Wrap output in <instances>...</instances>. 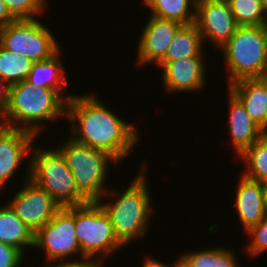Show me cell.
<instances>
[{
    "label": "cell",
    "instance_id": "obj_1",
    "mask_svg": "<svg viewBox=\"0 0 267 267\" xmlns=\"http://www.w3.org/2000/svg\"><path fill=\"white\" fill-rule=\"evenodd\" d=\"M74 95L67 101L66 119L74 141L109 153L120 164L139 143L135 124L127 123L98 99L95 93Z\"/></svg>",
    "mask_w": 267,
    "mask_h": 267
},
{
    "label": "cell",
    "instance_id": "obj_2",
    "mask_svg": "<svg viewBox=\"0 0 267 267\" xmlns=\"http://www.w3.org/2000/svg\"><path fill=\"white\" fill-rule=\"evenodd\" d=\"M146 165H142L136 177L131 179L129 186L122 189L123 192H118L117 189L114 192L110 188L98 201L110 217L116 237L124 246L145 236L151 221L150 217L153 215L154 207L148 190L149 177H146L148 175ZM106 197L111 199L108 198L107 202Z\"/></svg>",
    "mask_w": 267,
    "mask_h": 267
},
{
    "label": "cell",
    "instance_id": "obj_3",
    "mask_svg": "<svg viewBox=\"0 0 267 267\" xmlns=\"http://www.w3.org/2000/svg\"><path fill=\"white\" fill-rule=\"evenodd\" d=\"M67 101L50 88L36 87L27 80L10 86L2 126L27 130L36 136L44 121L66 118Z\"/></svg>",
    "mask_w": 267,
    "mask_h": 267
},
{
    "label": "cell",
    "instance_id": "obj_4",
    "mask_svg": "<svg viewBox=\"0 0 267 267\" xmlns=\"http://www.w3.org/2000/svg\"><path fill=\"white\" fill-rule=\"evenodd\" d=\"M221 51L228 86L242 79L263 78L267 73L266 25L239 26Z\"/></svg>",
    "mask_w": 267,
    "mask_h": 267
},
{
    "label": "cell",
    "instance_id": "obj_5",
    "mask_svg": "<svg viewBox=\"0 0 267 267\" xmlns=\"http://www.w3.org/2000/svg\"><path fill=\"white\" fill-rule=\"evenodd\" d=\"M32 146L30 179L43 188L61 208L80 206L90 201L79 191L62 154L54 147Z\"/></svg>",
    "mask_w": 267,
    "mask_h": 267
},
{
    "label": "cell",
    "instance_id": "obj_6",
    "mask_svg": "<svg viewBox=\"0 0 267 267\" xmlns=\"http://www.w3.org/2000/svg\"><path fill=\"white\" fill-rule=\"evenodd\" d=\"M65 139L56 149L71 170L76 186L89 201H99L109 189L105 183L110 163L119 162L105 151L80 144L69 136Z\"/></svg>",
    "mask_w": 267,
    "mask_h": 267
},
{
    "label": "cell",
    "instance_id": "obj_7",
    "mask_svg": "<svg viewBox=\"0 0 267 267\" xmlns=\"http://www.w3.org/2000/svg\"><path fill=\"white\" fill-rule=\"evenodd\" d=\"M75 225L76 238L86 258L104 264V259L124 247L114 233L110 217L98 201L75 206Z\"/></svg>",
    "mask_w": 267,
    "mask_h": 267
},
{
    "label": "cell",
    "instance_id": "obj_8",
    "mask_svg": "<svg viewBox=\"0 0 267 267\" xmlns=\"http://www.w3.org/2000/svg\"><path fill=\"white\" fill-rule=\"evenodd\" d=\"M53 33L37 18L15 20L1 29L0 44L33 62L44 61L61 49Z\"/></svg>",
    "mask_w": 267,
    "mask_h": 267
},
{
    "label": "cell",
    "instance_id": "obj_9",
    "mask_svg": "<svg viewBox=\"0 0 267 267\" xmlns=\"http://www.w3.org/2000/svg\"><path fill=\"white\" fill-rule=\"evenodd\" d=\"M34 248L45 252L47 263L68 261L78 254L86 258L76 238L75 206L61 208L34 234Z\"/></svg>",
    "mask_w": 267,
    "mask_h": 267
},
{
    "label": "cell",
    "instance_id": "obj_10",
    "mask_svg": "<svg viewBox=\"0 0 267 267\" xmlns=\"http://www.w3.org/2000/svg\"><path fill=\"white\" fill-rule=\"evenodd\" d=\"M21 189L7 201L9 207L35 234L61 209V206L43 188L30 179V167Z\"/></svg>",
    "mask_w": 267,
    "mask_h": 267
},
{
    "label": "cell",
    "instance_id": "obj_11",
    "mask_svg": "<svg viewBox=\"0 0 267 267\" xmlns=\"http://www.w3.org/2000/svg\"><path fill=\"white\" fill-rule=\"evenodd\" d=\"M194 24L203 42L210 41L219 49L239 27L226 0H207L196 4Z\"/></svg>",
    "mask_w": 267,
    "mask_h": 267
},
{
    "label": "cell",
    "instance_id": "obj_12",
    "mask_svg": "<svg viewBox=\"0 0 267 267\" xmlns=\"http://www.w3.org/2000/svg\"><path fill=\"white\" fill-rule=\"evenodd\" d=\"M182 26L176 21L150 15L138 42L136 63L139 67L151 62L156 65L165 56L167 48Z\"/></svg>",
    "mask_w": 267,
    "mask_h": 267
},
{
    "label": "cell",
    "instance_id": "obj_13",
    "mask_svg": "<svg viewBox=\"0 0 267 267\" xmlns=\"http://www.w3.org/2000/svg\"><path fill=\"white\" fill-rule=\"evenodd\" d=\"M35 134L23 130L0 125V190L7 186L24 159H30ZM22 162V163H21Z\"/></svg>",
    "mask_w": 267,
    "mask_h": 267
},
{
    "label": "cell",
    "instance_id": "obj_14",
    "mask_svg": "<svg viewBox=\"0 0 267 267\" xmlns=\"http://www.w3.org/2000/svg\"><path fill=\"white\" fill-rule=\"evenodd\" d=\"M205 56L181 58L167 62L162 69V83L166 92H191L206 84Z\"/></svg>",
    "mask_w": 267,
    "mask_h": 267
},
{
    "label": "cell",
    "instance_id": "obj_15",
    "mask_svg": "<svg viewBox=\"0 0 267 267\" xmlns=\"http://www.w3.org/2000/svg\"><path fill=\"white\" fill-rule=\"evenodd\" d=\"M234 206L243 231L257 225L267 214V185L241 175Z\"/></svg>",
    "mask_w": 267,
    "mask_h": 267
},
{
    "label": "cell",
    "instance_id": "obj_16",
    "mask_svg": "<svg viewBox=\"0 0 267 267\" xmlns=\"http://www.w3.org/2000/svg\"><path fill=\"white\" fill-rule=\"evenodd\" d=\"M229 95V133L234 151L239 157L265 132L250 118L241 101L228 90Z\"/></svg>",
    "mask_w": 267,
    "mask_h": 267
},
{
    "label": "cell",
    "instance_id": "obj_17",
    "mask_svg": "<svg viewBox=\"0 0 267 267\" xmlns=\"http://www.w3.org/2000/svg\"><path fill=\"white\" fill-rule=\"evenodd\" d=\"M250 118L267 133V83L263 78L242 79L228 86Z\"/></svg>",
    "mask_w": 267,
    "mask_h": 267
},
{
    "label": "cell",
    "instance_id": "obj_18",
    "mask_svg": "<svg viewBox=\"0 0 267 267\" xmlns=\"http://www.w3.org/2000/svg\"><path fill=\"white\" fill-rule=\"evenodd\" d=\"M60 51L61 49L47 60L34 62L27 81L36 87L56 90L68 101L73 95H68V93L66 95V93L62 91L65 89L64 87L68 85V81L65 75L64 64H62L63 59L60 58Z\"/></svg>",
    "mask_w": 267,
    "mask_h": 267
},
{
    "label": "cell",
    "instance_id": "obj_19",
    "mask_svg": "<svg viewBox=\"0 0 267 267\" xmlns=\"http://www.w3.org/2000/svg\"><path fill=\"white\" fill-rule=\"evenodd\" d=\"M202 35L197 26L193 23L183 25L175 34L174 39L167 48L165 56L156 64L162 68L167 62L181 58L194 56H204V46Z\"/></svg>",
    "mask_w": 267,
    "mask_h": 267
},
{
    "label": "cell",
    "instance_id": "obj_20",
    "mask_svg": "<svg viewBox=\"0 0 267 267\" xmlns=\"http://www.w3.org/2000/svg\"><path fill=\"white\" fill-rule=\"evenodd\" d=\"M0 242L14 246L24 255L28 248H34V233L6 203L0 207Z\"/></svg>",
    "mask_w": 267,
    "mask_h": 267
},
{
    "label": "cell",
    "instance_id": "obj_21",
    "mask_svg": "<svg viewBox=\"0 0 267 267\" xmlns=\"http://www.w3.org/2000/svg\"><path fill=\"white\" fill-rule=\"evenodd\" d=\"M152 16L173 20L182 25L195 22L196 5L192 0H141Z\"/></svg>",
    "mask_w": 267,
    "mask_h": 267
},
{
    "label": "cell",
    "instance_id": "obj_22",
    "mask_svg": "<svg viewBox=\"0 0 267 267\" xmlns=\"http://www.w3.org/2000/svg\"><path fill=\"white\" fill-rule=\"evenodd\" d=\"M245 164L241 173L248 179L267 185V133L254 142L240 156Z\"/></svg>",
    "mask_w": 267,
    "mask_h": 267
},
{
    "label": "cell",
    "instance_id": "obj_23",
    "mask_svg": "<svg viewBox=\"0 0 267 267\" xmlns=\"http://www.w3.org/2000/svg\"><path fill=\"white\" fill-rule=\"evenodd\" d=\"M189 267H240L230 248H207L180 254ZM237 261V262H236Z\"/></svg>",
    "mask_w": 267,
    "mask_h": 267
},
{
    "label": "cell",
    "instance_id": "obj_24",
    "mask_svg": "<svg viewBox=\"0 0 267 267\" xmlns=\"http://www.w3.org/2000/svg\"><path fill=\"white\" fill-rule=\"evenodd\" d=\"M33 63L29 58L9 51L0 44V77L9 86L27 80Z\"/></svg>",
    "mask_w": 267,
    "mask_h": 267
},
{
    "label": "cell",
    "instance_id": "obj_25",
    "mask_svg": "<svg viewBox=\"0 0 267 267\" xmlns=\"http://www.w3.org/2000/svg\"><path fill=\"white\" fill-rule=\"evenodd\" d=\"M239 26L265 25L267 17L261 0H226Z\"/></svg>",
    "mask_w": 267,
    "mask_h": 267
},
{
    "label": "cell",
    "instance_id": "obj_26",
    "mask_svg": "<svg viewBox=\"0 0 267 267\" xmlns=\"http://www.w3.org/2000/svg\"><path fill=\"white\" fill-rule=\"evenodd\" d=\"M10 14L16 19H36L45 12L47 0H3ZM41 14V15H40ZM39 15V16H38Z\"/></svg>",
    "mask_w": 267,
    "mask_h": 267
},
{
    "label": "cell",
    "instance_id": "obj_27",
    "mask_svg": "<svg viewBox=\"0 0 267 267\" xmlns=\"http://www.w3.org/2000/svg\"><path fill=\"white\" fill-rule=\"evenodd\" d=\"M245 233L251 236L250 243L246 247L248 256L255 258L267 251V214Z\"/></svg>",
    "mask_w": 267,
    "mask_h": 267
},
{
    "label": "cell",
    "instance_id": "obj_28",
    "mask_svg": "<svg viewBox=\"0 0 267 267\" xmlns=\"http://www.w3.org/2000/svg\"><path fill=\"white\" fill-rule=\"evenodd\" d=\"M24 255L14 246L0 242V267H20Z\"/></svg>",
    "mask_w": 267,
    "mask_h": 267
},
{
    "label": "cell",
    "instance_id": "obj_29",
    "mask_svg": "<svg viewBox=\"0 0 267 267\" xmlns=\"http://www.w3.org/2000/svg\"><path fill=\"white\" fill-rule=\"evenodd\" d=\"M103 265V263L95 259L83 258L81 261H77L76 259L71 261V259H69L68 261L50 262L49 264L46 263L43 267H103Z\"/></svg>",
    "mask_w": 267,
    "mask_h": 267
},
{
    "label": "cell",
    "instance_id": "obj_30",
    "mask_svg": "<svg viewBox=\"0 0 267 267\" xmlns=\"http://www.w3.org/2000/svg\"><path fill=\"white\" fill-rule=\"evenodd\" d=\"M9 89V84L0 77V121L6 114Z\"/></svg>",
    "mask_w": 267,
    "mask_h": 267
},
{
    "label": "cell",
    "instance_id": "obj_31",
    "mask_svg": "<svg viewBox=\"0 0 267 267\" xmlns=\"http://www.w3.org/2000/svg\"><path fill=\"white\" fill-rule=\"evenodd\" d=\"M16 19L10 14L3 0H0V29L14 22Z\"/></svg>",
    "mask_w": 267,
    "mask_h": 267
},
{
    "label": "cell",
    "instance_id": "obj_32",
    "mask_svg": "<svg viewBox=\"0 0 267 267\" xmlns=\"http://www.w3.org/2000/svg\"><path fill=\"white\" fill-rule=\"evenodd\" d=\"M144 263L142 264L143 267H172V264L169 266V264L162 263V261L155 259L154 257L144 258Z\"/></svg>",
    "mask_w": 267,
    "mask_h": 267
},
{
    "label": "cell",
    "instance_id": "obj_33",
    "mask_svg": "<svg viewBox=\"0 0 267 267\" xmlns=\"http://www.w3.org/2000/svg\"><path fill=\"white\" fill-rule=\"evenodd\" d=\"M172 267H189L186 261L180 256L176 261L173 262Z\"/></svg>",
    "mask_w": 267,
    "mask_h": 267
},
{
    "label": "cell",
    "instance_id": "obj_34",
    "mask_svg": "<svg viewBox=\"0 0 267 267\" xmlns=\"http://www.w3.org/2000/svg\"><path fill=\"white\" fill-rule=\"evenodd\" d=\"M264 13L267 17V0H261Z\"/></svg>",
    "mask_w": 267,
    "mask_h": 267
},
{
    "label": "cell",
    "instance_id": "obj_35",
    "mask_svg": "<svg viewBox=\"0 0 267 267\" xmlns=\"http://www.w3.org/2000/svg\"><path fill=\"white\" fill-rule=\"evenodd\" d=\"M194 2V4H198V3H201V2H204V1H207V0H192Z\"/></svg>",
    "mask_w": 267,
    "mask_h": 267
},
{
    "label": "cell",
    "instance_id": "obj_36",
    "mask_svg": "<svg viewBox=\"0 0 267 267\" xmlns=\"http://www.w3.org/2000/svg\"><path fill=\"white\" fill-rule=\"evenodd\" d=\"M263 79L266 81L267 83V73L263 76Z\"/></svg>",
    "mask_w": 267,
    "mask_h": 267
}]
</instances>
